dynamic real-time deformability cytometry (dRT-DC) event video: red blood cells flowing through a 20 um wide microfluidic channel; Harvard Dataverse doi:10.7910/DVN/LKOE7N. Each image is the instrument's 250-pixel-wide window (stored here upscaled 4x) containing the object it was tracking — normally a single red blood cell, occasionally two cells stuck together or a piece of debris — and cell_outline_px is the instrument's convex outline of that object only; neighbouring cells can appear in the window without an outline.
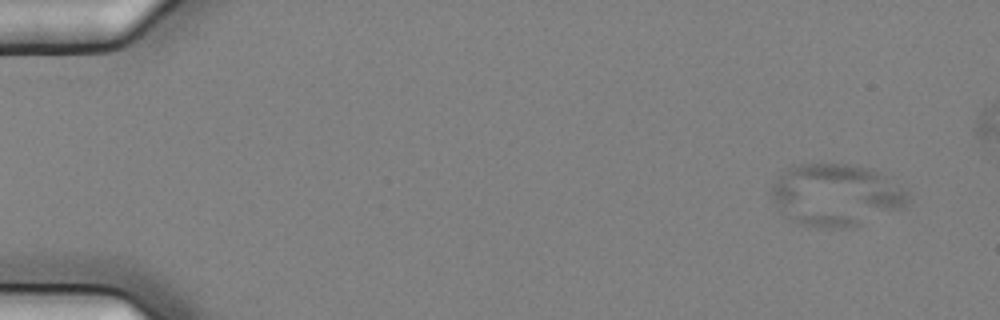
{"species": "common noctule bat (a hibernating species)", "species_latin": "Nyctalus noctula", "temperature_condition": "cold", "stored_images_in_passage": 5, "camera_frame_rate_fps": 3000, "um_per_image_px": 0.085, "animal": {"sex": "female", "body_mass_g": 25.1}, "frame": {"image": 1, "passage_image": 2, "time_ms": 0.333, "image_size_px": [1000, 320], "cell_outline_px": [[908, 200], [904, 208], [856, 224], [832, 228], [800, 224], [788, 216], [776, 204], [772, 196], [772, 184], [788, 168], [800, 164], [848, 164], [868, 168], [884, 176], [908, 192]], "centroid_in_image_um": [71.06, 16.55], "position_along_channel_um": 13.9, "area_um2": 47.92}}